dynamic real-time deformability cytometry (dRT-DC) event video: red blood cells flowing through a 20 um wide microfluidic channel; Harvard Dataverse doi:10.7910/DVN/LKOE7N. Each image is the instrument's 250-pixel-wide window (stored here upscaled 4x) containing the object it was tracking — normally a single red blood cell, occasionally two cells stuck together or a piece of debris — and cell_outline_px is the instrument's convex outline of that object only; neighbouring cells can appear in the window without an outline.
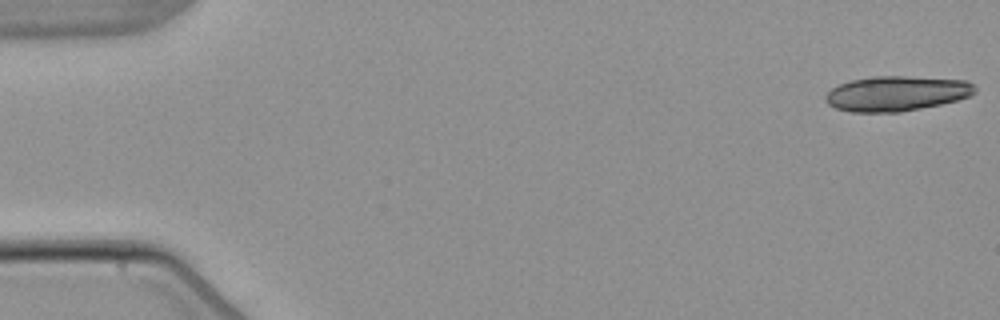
{"species": "common noctule bat (a hibernating species)", "species_latin": "Nyctalus noctula", "temperature_condition": "warm", "stored_images_in_passage": 7, "camera_frame_rate_fps": 3000, "um_per_image_px": 0.085, "animal": {"sex": "male", "body_mass_g": 21.5, "forearm_length_mm": 52.0}, "frame": {"image": 1, "passage_image": 1, "time_ms": 0.0, "image_size_px": [1000, 320], "cell_outline_px": [[976, 92], [972, 96], [940, 104], [900, 112], [852, 112], [836, 108], [828, 104], [824, 100], [824, 96], [832, 88], [840, 84], [852, 80], [872, 76], [904, 76], [968, 80], [976, 88]], "centroid_in_image_um": [76.21, 7.94], "position_along_channel_um": 8.8, "area_um2": 30.52}}